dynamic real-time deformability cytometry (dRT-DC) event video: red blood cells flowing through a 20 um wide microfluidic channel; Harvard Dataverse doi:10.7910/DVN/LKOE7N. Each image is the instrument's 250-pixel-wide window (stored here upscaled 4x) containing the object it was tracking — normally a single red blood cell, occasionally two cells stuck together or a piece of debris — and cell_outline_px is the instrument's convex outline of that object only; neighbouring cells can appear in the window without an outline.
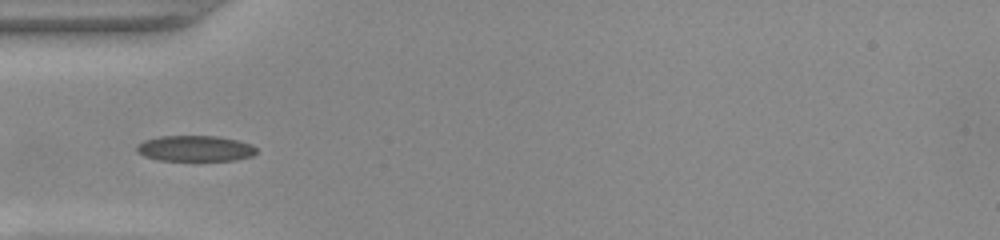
{"species": "common noctule bat (a hibernating species)", "species_latin": "Nyctalus noctula", "temperature_condition": "warm", "stored_images_in_passage": 51, "camera_frame_rate_fps": 3000, "um_per_image_px": 0.085, "animal": {"sex": "female", "body_mass_g": 22.0, "forearm_length_mm": 56.7}, "frame": {"image": 1, "passage_image": 16, "time_ms": 5.0, "image_size_px": [1000, 240], "cell_outline_px": [[256, 152], [252, 156], [236, 160], [160, 160], [144, 156], [136, 152], [136, 144], [144, 140], [160, 136], [216, 136], [236, 140], [252, 144], [256, 148]], "centroid_in_image_um": [16.56, 12.61], "position_along_channel_um": 68.4, "area_um2": 17.98}}
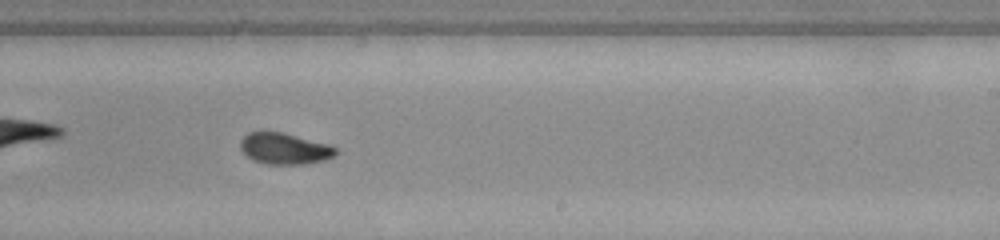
{"frame": {"image": 2, "passage_image": 31, "time_ms": 10.0, "image_size_px": [1000, 240], "cell_outline_px": [[336, 156], [324, 160], [304, 164], [264, 164], [252, 160], [240, 148], [240, 140], [248, 132], [260, 128], [264, 128], [284, 132], [328, 144], [336, 148]], "centroid_in_image_um": [24.13, 12.58], "position_along_channel_um": 264.9, "area_um2": 17.98}}
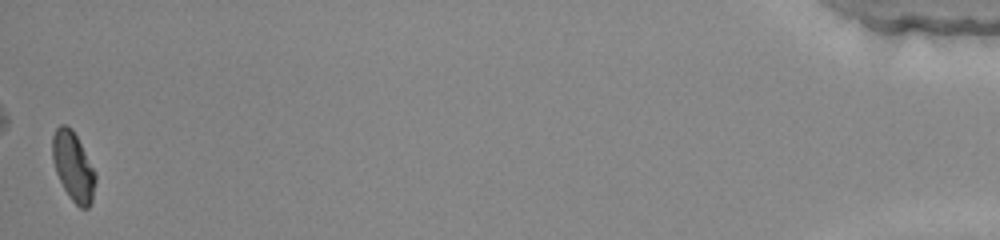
{"frame": {"image": 3, "passage_image": 51, "time_ms": 16.667, "image_size_px": [1000, 240], "cell_outline_px": [[96, 180], [92, 200], [88, 208], [80, 208], [68, 196], [56, 172], [52, 160], [52, 136], [56, 128], [60, 124], [64, 124], [72, 128], [96, 172]], "centroid_in_image_um": [6.22, 14.14], "position_along_channel_um": 429.0, "area_um2": 17.34}, "authors_computed_cell_mechanics": {"area_um2": 17.34, "velocity_mm_per_s": 3.9338, "shape_relaxation_time_tau1_ms": 3.0173, "shape_relaxation_time_tau2_ms": 1.186, "deformation_change_tau1": 0.1469, "deformation_change_tau2": 0.0499}}